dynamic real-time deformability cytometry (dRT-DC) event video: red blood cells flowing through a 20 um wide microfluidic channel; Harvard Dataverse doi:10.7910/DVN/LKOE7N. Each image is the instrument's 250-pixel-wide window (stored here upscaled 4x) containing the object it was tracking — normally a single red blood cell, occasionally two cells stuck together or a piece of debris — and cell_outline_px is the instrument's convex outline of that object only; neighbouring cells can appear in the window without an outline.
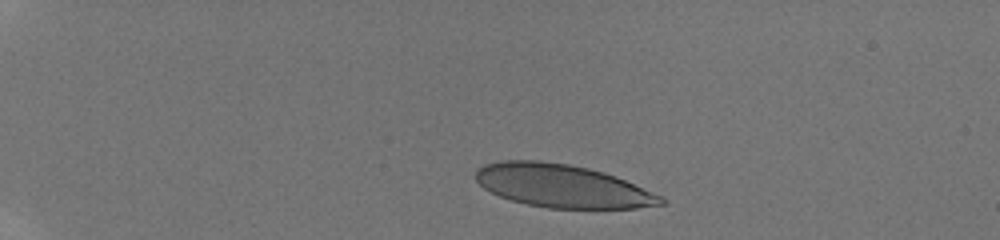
{"species": "human", "species_latin": "Homo sapiens", "temperature_condition": "room temperature", "stored_images_in_passage": 12, "camera_frame_rate_fps": 3000, "um_per_image_px": 0.085, "donor": {"sex": "male"}, "frame": {"image": 1, "passage_image": 2, "time_ms": 1.0, "image_size_px": [1000, 240], "cell_outline_px": [[668, 204], [636, 208], [548, 208], [528, 204], [512, 200], [500, 196], [484, 188], [476, 180], [476, 168], [484, 164], [500, 160], [540, 160], [568, 164], [588, 168], [604, 172], [616, 176], [664, 196], [668, 200]], "centroid_in_image_um": [47.84, 15.8], "position_along_channel_um": 37.2, "area_um2": 46.7}}
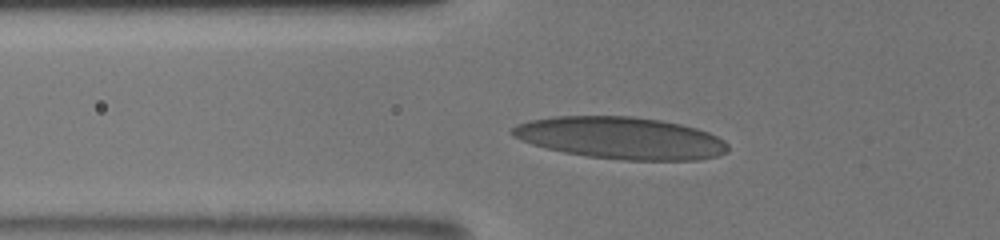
{"frame": {"image": 2, "passage_image": 8, "time_ms": 4.0, "image_size_px": [1000, 240], "cell_outline_px": [[728, 152], [716, 156], [696, 160], [624, 160], [588, 156], [564, 152], [532, 144], [520, 140], [512, 136], [508, 132], [516, 124], [528, 120], [556, 116], [632, 116], [660, 120], [680, 124], [696, 128], [708, 132], [724, 140], [728, 144]], "centroid_in_image_um": [52.74, 11.72], "position_along_channel_um": 73.1, "area_um2": 52.89}}
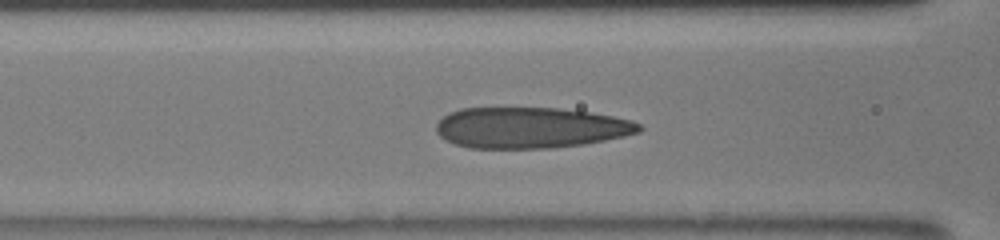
{"frame": {"image": 3, "passage_image": 11, "time_ms": 5.333, "image_size_px": [1000, 240], "cell_outline_px": [[644, 128], [640, 132], [624, 136], [584, 144], [552, 148], [468, 148], [456, 144], [440, 136], [436, 132], [436, 124], [448, 112], [460, 108], [560, 108], [592, 112], [632, 120], [640, 124]], "centroid_in_image_um": [45.1, 10.85], "position_along_channel_um": 121.5, "area_um2": 48.55}}